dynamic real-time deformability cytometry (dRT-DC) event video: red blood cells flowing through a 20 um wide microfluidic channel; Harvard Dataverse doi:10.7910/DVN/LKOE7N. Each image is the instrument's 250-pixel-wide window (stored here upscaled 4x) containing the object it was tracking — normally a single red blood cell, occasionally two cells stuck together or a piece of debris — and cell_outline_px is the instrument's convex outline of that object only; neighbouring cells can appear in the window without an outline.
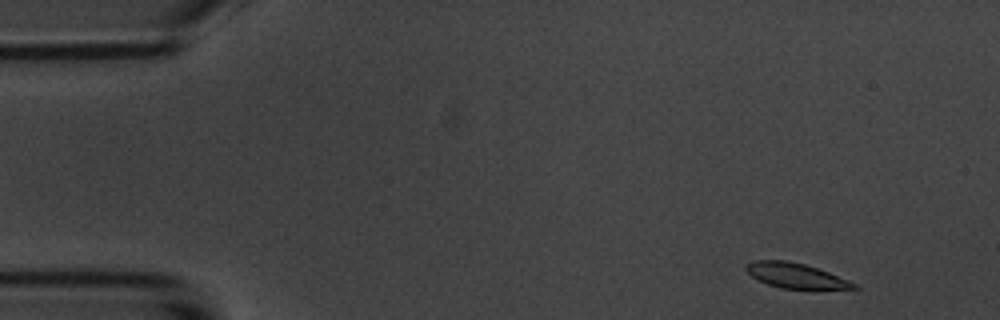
{"species": "common noctule bat (a hibernating species)", "species_latin": "Nyctalus noctula", "temperature_condition": "room temperature", "stored_images_in_passage": 52, "camera_frame_rate_fps": 3000, "um_per_image_px": 0.085, "animal": {"sex": "male", "body_mass_g": 20.1, "forearm_length_mm": 53.5}, "frame": {"image": 1, "passage_image": 2, "time_ms": 0.333, "image_size_px": [1000, 320], "cell_outline_px": [[860, 288], [780, 288], [768, 284], [752, 276], [744, 268], [744, 264], [752, 260], [784, 260], [804, 264], [828, 272], [848, 280], [856, 284]], "centroid_in_image_um": [67.56, 23.4], "position_along_channel_um": 17.4, "area_um2": 15.32}}
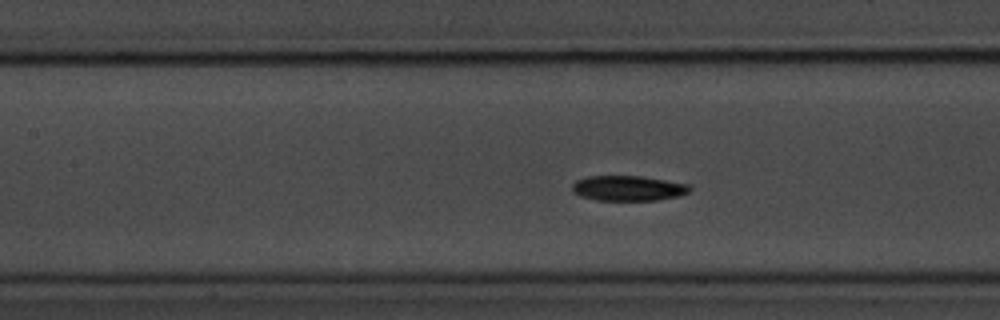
{"frame": {"image": 2, "passage_image": 21, "time_ms": 6.667, "image_size_px": [1000, 320], "cell_outline_px": [[692, 188], [688, 192], [680, 196], [656, 200], [596, 200], [580, 196], [572, 192], [572, 184], [576, 180], [588, 176], [640, 176], [692, 184]], "centroid_in_image_um": [53.41, 16.0], "position_along_channel_um": 154.0, "area_um2": 17.4}}
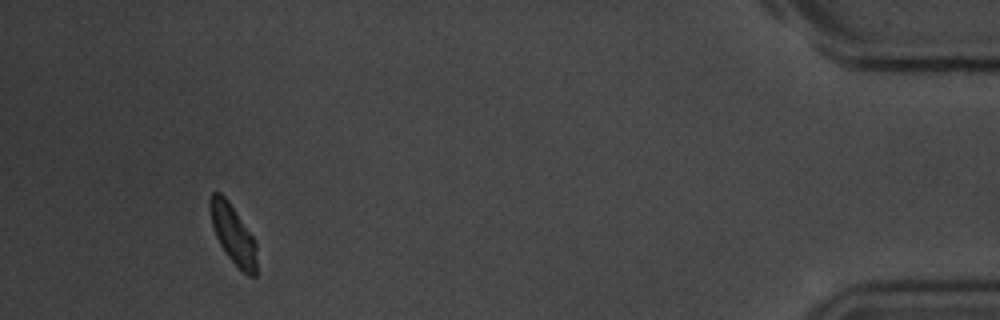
{"frame": {"image": 3, "passage_image": 48, "time_ms": 15.667, "image_size_px": [1000, 320], "cell_outline_px": [[256, 276], [248, 276], [228, 256], [220, 244], [216, 236], [212, 224], [208, 208], [208, 204], [212, 192], [220, 192], [228, 200], [256, 240]], "centroid_in_image_um": [19.8, 19.87], "position_along_channel_um": 415.4, "area_um2": 16.01}, "authors_computed_cell_mechanics": {"area_um2": 17.1666, "velocity_mm_per_s": 3.6584, "shape_relaxation_time_tau1_ms": 2.084, "shape_relaxation_time_tau2_ms": 8.4214, "deformation_change_tau1": 0.1288, "deformation_change_tau2": 0.151}}